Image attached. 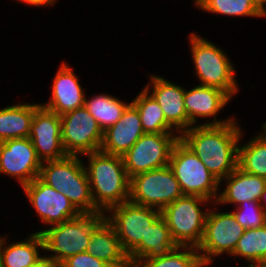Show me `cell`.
I'll list each match as a JSON object with an SVG mask.
<instances>
[{"instance_id": "obj_1", "label": "cell", "mask_w": 266, "mask_h": 267, "mask_svg": "<svg viewBox=\"0 0 266 267\" xmlns=\"http://www.w3.org/2000/svg\"><path fill=\"white\" fill-rule=\"evenodd\" d=\"M237 118L223 125H197L183 131L179 139L218 180L238 167V147L243 129Z\"/></svg>"}, {"instance_id": "obj_2", "label": "cell", "mask_w": 266, "mask_h": 267, "mask_svg": "<svg viewBox=\"0 0 266 267\" xmlns=\"http://www.w3.org/2000/svg\"><path fill=\"white\" fill-rule=\"evenodd\" d=\"M83 158L91 195L95 206L106 213L111 207L129 201L130 179L127 176L121 156L101 150L88 153Z\"/></svg>"}, {"instance_id": "obj_3", "label": "cell", "mask_w": 266, "mask_h": 267, "mask_svg": "<svg viewBox=\"0 0 266 267\" xmlns=\"http://www.w3.org/2000/svg\"><path fill=\"white\" fill-rule=\"evenodd\" d=\"M190 56L195 77L199 85L215 87L226 92L231 98L239 94L236 68L227 53L215 42H211L198 32L189 34Z\"/></svg>"}, {"instance_id": "obj_4", "label": "cell", "mask_w": 266, "mask_h": 267, "mask_svg": "<svg viewBox=\"0 0 266 267\" xmlns=\"http://www.w3.org/2000/svg\"><path fill=\"white\" fill-rule=\"evenodd\" d=\"M39 178L61 191L81 214L102 213L91 195L90 184L81 156L42 162Z\"/></svg>"}, {"instance_id": "obj_5", "label": "cell", "mask_w": 266, "mask_h": 267, "mask_svg": "<svg viewBox=\"0 0 266 267\" xmlns=\"http://www.w3.org/2000/svg\"><path fill=\"white\" fill-rule=\"evenodd\" d=\"M104 217V213L80 214L77 218L35 231L42 236L44 257L60 265L68 257L86 252L93 228Z\"/></svg>"}, {"instance_id": "obj_6", "label": "cell", "mask_w": 266, "mask_h": 267, "mask_svg": "<svg viewBox=\"0 0 266 267\" xmlns=\"http://www.w3.org/2000/svg\"><path fill=\"white\" fill-rule=\"evenodd\" d=\"M213 203L199 196L184 195L161 211V216L178 246L198 247L204 234L207 214ZM205 204L206 208H203Z\"/></svg>"}, {"instance_id": "obj_7", "label": "cell", "mask_w": 266, "mask_h": 267, "mask_svg": "<svg viewBox=\"0 0 266 267\" xmlns=\"http://www.w3.org/2000/svg\"><path fill=\"white\" fill-rule=\"evenodd\" d=\"M169 166L184 195L199 196L215 203L219 181L180 139L172 149Z\"/></svg>"}, {"instance_id": "obj_8", "label": "cell", "mask_w": 266, "mask_h": 267, "mask_svg": "<svg viewBox=\"0 0 266 267\" xmlns=\"http://www.w3.org/2000/svg\"><path fill=\"white\" fill-rule=\"evenodd\" d=\"M184 196L169 165L130 178L129 201L162 211Z\"/></svg>"}, {"instance_id": "obj_9", "label": "cell", "mask_w": 266, "mask_h": 267, "mask_svg": "<svg viewBox=\"0 0 266 267\" xmlns=\"http://www.w3.org/2000/svg\"><path fill=\"white\" fill-rule=\"evenodd\" d=\"M209 209L204 234L197 247L201 260L215 261L216 257L232 255L245 228L236 220L231 211H220L213 203ZM218 210V211H217Z\"/></svg>"}, {"instance_id": "obj_10", "label": "cell", "mask_w": 266, "mask_h": 267, "mask_svg": "<svg viewBox=\"0 0 266 267\" xmlns=\"http://www.w3.org/2000/svg\"><path fill=\"white\" fill-rule=\"evenodd\" d=\"M161 211L130 201L111 207L105 218L114 227L124 252L129 255L145 239L150 225Z\"/></svg>"}, {"instance_id": "obj_11", "label": "cell", "mask_w": 266, "mask_h": 267, "mask_svg": "<svg viewBox=\"0 0 266 267\" xmlns=\"http://www.w3.org/2000/svg\"><path fill=\"white\" fill-rule=\"evenodd\" d=\"M179 136V133L143 134L122 157L128 178L169 165Z\"/></svg>"}, {"instance_id": "obj_12", "label": "cell", "mask_w": 266, "mask_h": 267, "mask_svg": "<svg viewBox=\"0 0 266 267\" xmlns=\"http://www.w3.org/2000/svg\"><path fill=\"white\" fill-rule=\"evenodd\" d=\"M61 118V140L67 155L82 156L101 149L104 132L85 106Z\"/></svg>"}, {"instance_id": "obj_13", "label": "cell", "mask_w": 266, "mask_h": 267, "mask_svg": "<svg viewBox=\"0 0 266 267\" xmlns=\"http://www.w3.org/2000/svg\"><path fill=\"white\" fill-rule=\"evenodd\" d=\"M21 189L38 215L39 221L46 226L49 225L47 227L77 218L81 214L61 191H56L39 177Z\"/></svg>"}, {"instance_id": "obj_14", "label": "cell", "mask_w": 266, "mask_h": 267, "mask_svg": "<svg viewBox=\"0 0 266 267\" xmlns=\"http://www.w3.org/2000/svg\"><path fill=\"white\" fill-rule=\"evenodd\" d=\"M41 166L30 138L0 142V174L15 179L20 187L39 177Z\"/></svg>"}, {"instance_id": "obj_15", "label": "cell", "mask_w": 266, "mask_h": 267, "mask_svg": "<svg viewBox=\"0 0 266 267\" xmlns=\"http://www.w3.org/2000/svg\"><path fill=\"white\" fill-rule=\"evenodd\" d=\"M232 98L221 89L215 87L195 85L193 88L185 89L184 102L186 113L190 121V127L199 125H223L230 123L235 119V116L216 119L221 110L224 111L226 105L231 102ZM210 117V118H209ZM200 118V119H199ZM201 118L206 120L199 122ZM209 121V122H208ZM200 123V124H199Z\"/></svg>"}, {"instance_id": "obj_16", "label": "cell", "mask_w": 266, "mask_h": 267, "mask_svg": "<svg viewBox=\"0 0 266 267\" xmlns=\"http://www.w3.org/2000/svg\"><path fill=\"white\" fill-rule=\"evenodd\" d=\"M41 162L67 157L61 140V118L40 105L34 112L30 136Z\"/></svg>"}, {"instance_id": "obj_17", "label": "cell", "mask_w": 266, "mask_h": 267, "mask_svg": "<svg viewBox=\"0 0 266 267\" xmlns=\"http://www.w3.org/2000/svg\"><path fill=\"white\" fill-rule=\"evenodd\" d=\"M148 84L144 88L157 101L164 112L166 121L179 133L190 128L184 94L185 87L175 84L160 75L149 74Z\"/></svg>"}, {"instance_id": "obj_18", "label": "cell", "mask_w": 266, "mask_h": 267, "mask_svg": "<svg viewBox=\"0 0 266 267\" xmlns=\"http://www.w3.org/2000/svg\"><path fill=\"white\" fill-rule=\"evenodd\" d=\"M78 77L73 67L62 61L50 87V99L40 104L59 116L84 106L86 89Z\"/></svg>"}, {"instance_id": "obj_19", "label": "cell", "mask_w": 266, "mask_h": 267, "mask_svg": "<svg viewBox=\"0 0 266 267\" xmlns=\"http://www.w3.org/2000/svg\"><path fill=\"white\" fill-rule=\"evenodd\" d=\"M143 134L145 133L138 110L130 103L123 111L121 118L104 131L100 150L123 157Z\"/></svg>"}, {"instance_id": "obj_20", "label": "cell", "mask_w": 266, "mask_h": 267, "mask_svg": "<svg viewBox=\"0 0 266 267\" xmlns=\"http://www.w3.org/2000/svg\"><path fill=\"white\" fill-rule=\"evenodd\" d=\"M222 185L226 187L223 190L219 189L215 203L220 205V208L224 204H234V207H237L244 201H259L266 186V179L237 167L228 177L219 181V188H222Z\"/></svg>"}, {"instance_id": "obj_21", "label": "cell", "mask_w": 266, "mask_h": 267, "mask_svg": "<svg viewBox=\"0 0 266 267\" xmlns=\"http://www.w3.org/2000/svg\"><path fill=\"white\" fill-rule=\"evenodd\" d=\"M89 241L87 253L111 267H132L114 227L105 217L93 228Z\"/></svg>"}, {"instance_id": "obj_22", "label": "cell", "mask_w": 266, "mask_h": 267, "mask_svg": "<svg viewBox=\"0 0 266 267\" xmlns=\"http://www.w3.org/2000/svg\"><path fill=\"white\" fill-rule=\"evenodd\" d=\"M8 234H0V267H31L44 258L40 233L32 231L25 239L9 242Z\"/></svg>"}, {"instance_id": "obj_23", "label": "cell", "mask_w": 266, "mask_h": 267, "mask_svg": "<svg viewBox=\"0 0 266 267\" xmlns=\"http://www.w3.org/2000/svg\"><path fill=\"white\" fill-rule=\"evenodd\" d=\"M178 245L173 240L170 229L160 215L149 227L145 239L128 255L129 262L135 267L142 259H152L168 255Z\"/></svg>"}, {"instance_id": "obj_24", "label": "cell", "mask_w": 266, "mask_h": 267, "mask_svg": "<svg viewBox=\"0 0 266 267\" xmlns=\"http://www.w3.org/2000/svg\"><path fill=\"white\" fill-rule=\"evenodd\" d=\"M41 104L20 102L0 108V142L29 138L35 110Z\"/></svg>"}, {"instance_id": "obj_25", "label": "cell", "mask_w": 266, "mask_h": 267, "mask_svg": "<svg viewBox=\"0 0 266 267\" xmlns=\"http://www.w3.org/2000/svg\"><path fill=\"white\" fill-rule=\"evenodd\" d=\"M130 102L138 110L144 133H178L166 121L161 107L144 87Z\"/></svg>"}, {"instance_id": "obj_26", "label": "cell", "mask_w": 266, "mask_h": 267, "mask_svg": "<svg viewBox=\"0 0 266 267\" xmlns=\"http://www.w3.org/2000/svg\"><path fill=\"white\" fill-rule=\"evenodd\" d=\"M130 103L109 93L97 95L95 93L91 98H88L86 94L84 106L104 132L121 118L123 111Z\"/></svg>"}, {"instance_id": "obj_27", "label": "cell", "mask_w": 266, "mask_h": 267, "mask_svg": "<svg viewBox=\"0 0 266 267\" xmlns=\"http://www.w3.org/2000/svg\"><path fill=\"white\" fill-rule=\"evenodd\" d=\"M244 131L238 147V168L249 174L266 179V140L258 133L242 143ZM242 145H241V144Z\"/></svg>"}, {"instance_id": "obj_28", "label": "cell", "mask_w": 266, "mask_h": 267, "mask_svg": "<svg viewBox=\"0 0 266 267\" xmlns=\"http://www.w3.org/2000/svg\"><path fill=\"white\" fill-rule=\"evenodd\" d=\"M231 257L245 259L248 265H265L266 224L259 228L245 229Z\"/></svg>"}, {"instance_id": "obj_29", "label": "cell", "mask_w": 266, "mask_h": 267, "mask_svg": "<svg viewBox=\"0 0 266 267\" xmlns=\"http://www.w3.org/2000/svg\"><path fill=\"white\" fill-rule=\"evenodd\" d=\"M198 9L228 17H266L252 0H200Z\"/></svg>"}, {"instance_id": "obj_30", "label": "cell", "mask_w": 266, "mask_h": 267, "mask_svg": "<svg viewBox=\"0 0 266 267\" xmlns=\"http://www.w3.org/2000/svg\"><path fill=\"white\" fill-rule=\"evenodd\" d=\"M200 260L196 247L178 246L168 255L142 259L135 267H196Z\"/></svg>"}, {"instance_id": "obj_31", "label": "cell", "mask_w": 266, "mask_h": 267, "mask_svg": "<svg viewBox=\"0 0 266 267\" xmlns=\"http://www.w3.org/2000/svg\"><path fill=\"white\" fill-rule=\"evenodd\" d=\"M231 212L236 220L245 228H259L266 224V214L259 201H244Z\"/></svg>"}, {"instance_id": "obj_32", "label": "cell", "mask_w": 266, "mask_h": 267, "mask_svg": "<svg viewBox=\"0 0 266 267\" xmlns=\"http://www.w3.org/2000/svg\"><path fill=\"white\" fill-rule=\"evenodd\" d=\"M60 267H111L102 260L97 259L90 253L83 252L68 257L64 260Z\"/></svg>"}, {"instance_id": "obj_33", "label": "cell", "mask_w": 266, "mask_h": 267, "mask_svg": "<svg viewBox=\"0 0 266 267\" xmlns=\"http://www.w3.org/2000/svg\"><path fill=\"white\" fill-rule=\"evenodd\" d=\"M13 1V0H12ZM17 3H24L25 5H29V6H35V7H45V6H54V4H56L57 1L59 0H14Z\"/></svg>"}, {"instance_id": "obj_34", "label": "cell", "mask_w": 266, "mask_h": 267, "mask_svg": "<svg viewBox=\"0 0 266 267\" xmlns=\"http://www.w3.org/2000/svg\"><path fill=\"white\" fill-rule=\"evenodd\" d=\"M31 267H60V265L54 262L52 259L44 257L36 265Z\"/></svg>"}, {"instance_id": "obj_35", "label": "cell", "mask_w": 266, "mask_h": 267, "mask_svg": "<svg viewBox=\"0 0 266 267\" xmlns=\"http://www.w3.org/2000/svg\"><path fill=\"white\" fill-rule=\"evenodd\" d=\"M252 1L266 15V0H252Z\"/></svg>"}, {"instance_id": "obj_36", "label": "cell", "mask_w": 266, "mask_h": 267, "mask_svg": "<svg viewBox=\"0 0 266 267\" xmlns=\"http://www.w3.org/2000/svg\"><path fill=\"white\" fill-rule=\"evenodd\" d=\"M259 203L261 205V207L263 208L265 214H266V186L264 188V191L261 194V197L259 199Z\"/></svg>"}, {"instance_id": "obj_37", "label": "cell", "mask_w": 266, "mask_h": 267, "mask_svg": "<svg viewBox=\"0 0 266 267\" xmlns=\"http://www.w3.org/2000/svg\"><path fill=\"white\" fill-rule=\"evenodd\" d=\"M213 261H205V260H200L196 267H208V266H213ZM212 264V265H211Z\"/></svg>"}, {"instance_id": "obj_38", "label": "cell", "mask_w": 266, "mask_h": 267, "mask_svg": "<svg viewBox=\"0 0 266 267\" xmlns=\"http://www.w3.org/2000/svg\"><path fill=\"white\" fill-rule=\"evenodd\" d=\"M262 127V129L259 131V133L258 134H260L265 140H266V121L265 122H263V124L261 125Z\"/></svg>"}, {"instance_id": "obj_39", "label": "cell", "mask_w": 266, "mask_h": 267, "mask_svg": "<svg viewBox=\"0 0 266 267\" xmlns=\"http://www.w3.org/2000/svg\"><path fill=\"white\" fill-rule=\"evenodd\" d=\"M192 2L193 5H195V7L198 8L200 0H193Z\"/></svg>"}, {"instance_id": "obj_40", "label": "cell", "mask_w": 266, "mask_h": 267, "mask_svg": "<svg viewBox=\"0 0 266 267\" xmlns=\"http://www.w3.org/2000/svg\"><path fill=\"white\" fill-rule=\"evenodd\" d=\"M248 267H266V264L265 265H248Z\"/></svg>"}]
</instances>
